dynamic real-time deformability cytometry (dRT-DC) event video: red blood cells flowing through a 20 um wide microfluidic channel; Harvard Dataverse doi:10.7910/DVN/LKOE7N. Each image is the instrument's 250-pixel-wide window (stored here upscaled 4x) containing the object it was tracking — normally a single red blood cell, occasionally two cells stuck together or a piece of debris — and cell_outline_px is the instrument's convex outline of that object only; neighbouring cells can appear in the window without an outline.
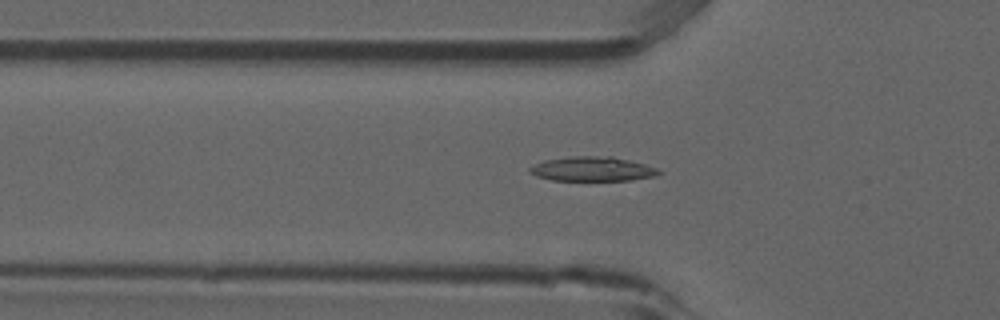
{"species": "common noctule bat (a hibernating species)", "species_latin": "Nyctalus noctula", "temperature_condition": "room temperature", "stored_images_in_passage": 53, "camera_frame_rate_fps": 3000, "um_per_image_px": 0.085, "animal": {"sex": "male", "forearm_length_mm": 52.5}, "frame": {"image": 1, "passage_image": 18, "time_ms": 5.667, "image_size_px": [1000, 320], "cell_outline_px": [[664, 172], [656, 176], [632, 180], [552, 180], [536, 176], [528, 172], [528, 168], [544, 160], [572, 156], [612, 156], [644, 164], [656, 168]], "centroid_in_image_um": [50.36, 14.36], "position_along_channel_um": 75.4, "area_um2": 18.38}}
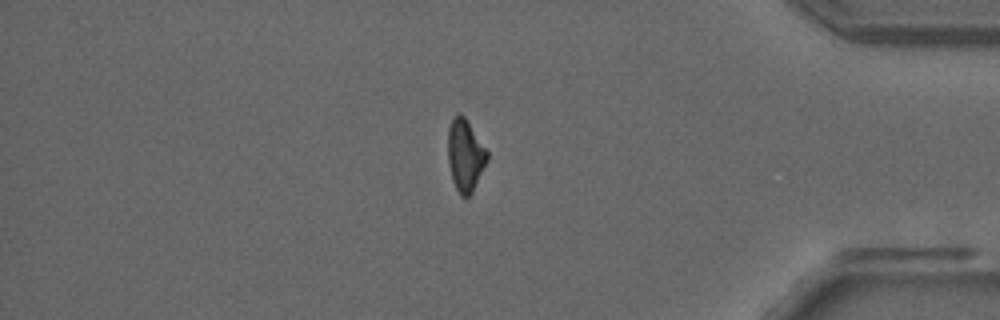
{"frame": {"image": 2, "passage_image": 45, "time_ms": 14.667, "image_size_px": [1000, 320], "cell_outline_px": [[488, 160], [472, 192], [468, 196], [460, 196], [452, 180], [448, 160], [448, 128], [452, 116], [456, 112], [460, 112], [464, 116], [488, 152]], "centroid_in_image_um": [39.52, 13.16], "position_along_channel_um": 395.7, "area_um2": 16.47}}
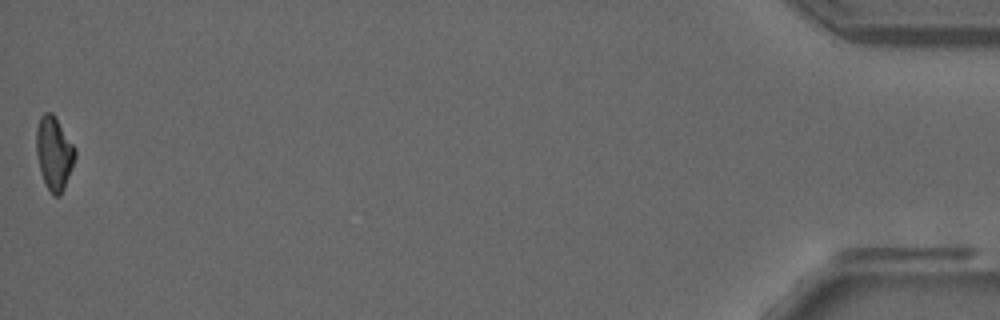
{"frame": {"image": 3, "passage_image": 53, "time_ms": 17.333, "image_size_px": [1000, 320], "cell_outline_px": [[76, 156], [64, 188], [60, 196], [52, 196], [40, 172], [36, 152], [36, 128], [40, 116], [44, 112], [52, 112], [56, 116], [76, 148]], "centroid_in_image_um": [4.59, 12.98], "position_along_channel_um": 430.6, "area_um2": 16.76}}